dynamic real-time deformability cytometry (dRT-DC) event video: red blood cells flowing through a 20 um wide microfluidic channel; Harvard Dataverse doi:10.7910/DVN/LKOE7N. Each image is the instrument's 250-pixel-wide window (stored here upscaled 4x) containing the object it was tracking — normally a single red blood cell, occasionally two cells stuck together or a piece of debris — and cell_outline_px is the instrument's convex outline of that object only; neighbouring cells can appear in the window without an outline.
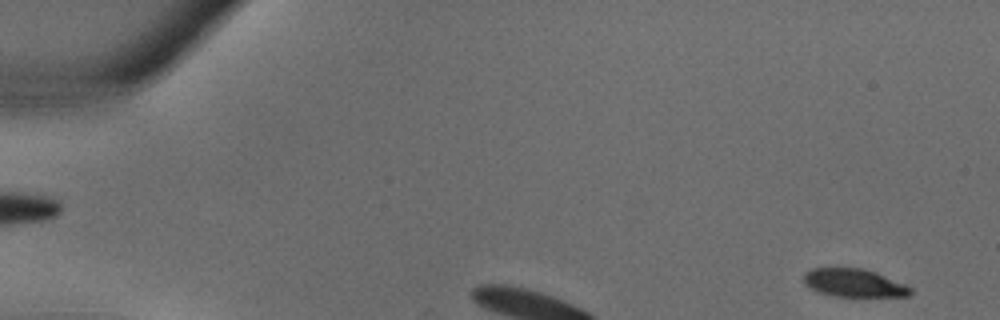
{"species": "common noctule bat (a hibernating species)", "species_latin": "Nyctalus noctula", "temperature_condition": "warm", "stored_images_in_passage": 36, "camera_frame_rate_fps": 3000, "um_per_image_px": 0.085, "animal": {"sex": "male", "body_mass_g": 18.8}, "frame": {"image": 1, "passage_image": 2, "time_ms": 0.333, "image_size_px": [1000, 320], "cell_outline_px": [[912, 292], [908, 296], [836, 296], [816, 292], [804, 284], [804, 272], [812, 268], [864, 268], [876, 272], [904, 284], [912, 288]], "centroid_in_image_um": [72.55, 24.04], "position_along_channel_um": 12.4, "area_um2": 17.46}}
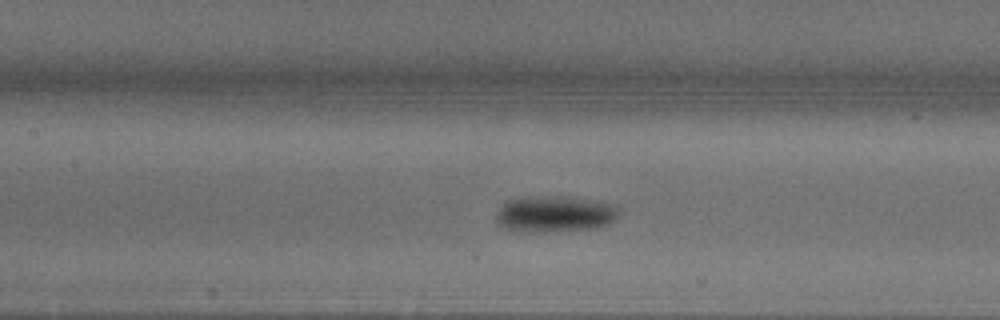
{"frame": {"image": 2, "passage_image": 17, "time_ms": 5.333, "image_size_px": [1000, 320], "cell_outline_px": [[620, 216], [616, 220], [608, 224], [596, 228], [544, 232], [528, 232], [504, 228], [496, 220], [496, 212], [508, 200], [520, 196], [572, 196], [620, 204]], "centroid_in_image_um": [47.25, 18.16], "position_along_channel_um": 160.2, "area_um2": 26.76}}
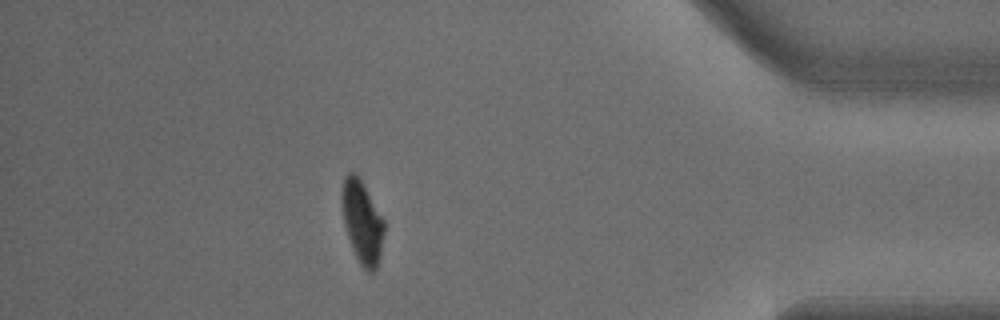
{"frame": {"image": 3, "passage_image": 32, "time_ms": 10.333, "image_size_px": [1000, 320], "cell_outline_px": [[384, 232], [380, 256], [376, 268], [372, 272], [368, 272], [360, 264], [352, 248], [344, 224], [340, 200], [340, 192], [344, 176], [348, 172], [356, 172], [360, 176], [384, 220]], "centroid_in_image_um": [30.76, 18.79], "position_along_channel_um": 404.4, "area_um2": 20.69}}